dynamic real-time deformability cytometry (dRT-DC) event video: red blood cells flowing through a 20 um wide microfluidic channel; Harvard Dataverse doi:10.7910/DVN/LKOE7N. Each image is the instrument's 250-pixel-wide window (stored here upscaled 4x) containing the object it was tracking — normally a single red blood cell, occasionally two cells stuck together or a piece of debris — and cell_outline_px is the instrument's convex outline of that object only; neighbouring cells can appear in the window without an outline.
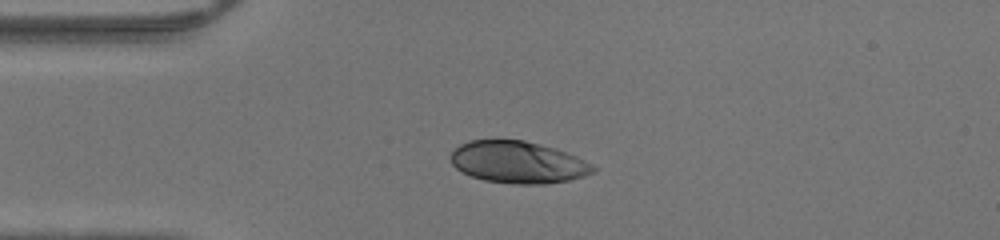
{"species": "human", "species_latin": "Homo sapiens", "temperature_condition": "warm", "stored_images_in_passage": 37, "camera_frame_rate_fps": 3000, "um_per_image_px": 0.085, "donor": {"sex": "male"}, "frame": {"image": 1, "passage_image": 1, "time_ms": 0.0, "image_size_px": [1000, 240], "cell_outline_px": [[596, 172], [584, 176], [568, 180], [544, 184], [512, 184], [484, 180], [472, 176], [456, 168], [452, 164], [448, 156], [460, 144], [468, 140], [524, 140], [556, 148], [576, 156], [592, 164], [596, 168]], "centroid_in_image_um": [44.03, 13.79], "position_along_channel_um": 41.0, "area_um2": 34.91}}
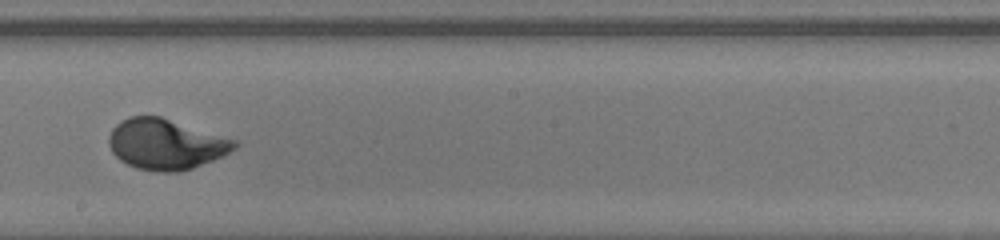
{"frame": {"image": 2, "passage_image": 16, "time_ms": 5.0, "image_size_px": [1000, 240], "cell_outline_px": [[240, 144], [236, 148], [212, 160], [192, 168], [176, 172], [156, 172], [136, 168], [120, 160], [112, 152], [108, 144], [108, 136], [112, 128], [120, 120], [128, 116], [160, 116], [240, 140]], "centroid_in_image_um": [14.1, 12.24], "position_along_channel_um": 234.1, "area_um2": 37.34}}
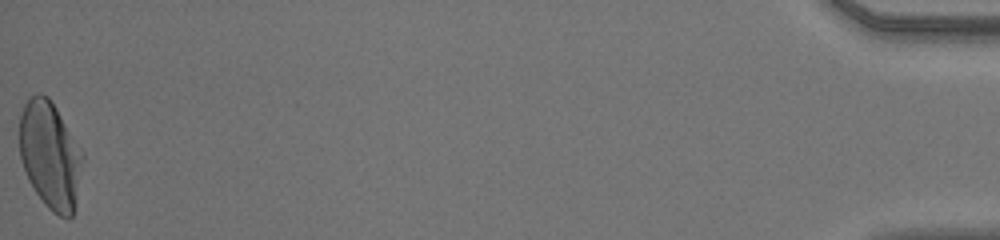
{"frame": {"image": 3, "passage_image": 37, "time_ms": 12.0, "image_size_px": [1000, 240], "cell_outline_px": [[84, 160], [72, 216], [68, 220], [52, 212], [44, 204], [28, 180], [20, 156], [20, 116], [24, 104], [32, 96], [40, 92], [48, 96], [56, 108], [84, 152]], "centroid_in_image_um": [4.28, 13.19], "position_along_channel_um": 430.9, "area_um2": 39.48}}